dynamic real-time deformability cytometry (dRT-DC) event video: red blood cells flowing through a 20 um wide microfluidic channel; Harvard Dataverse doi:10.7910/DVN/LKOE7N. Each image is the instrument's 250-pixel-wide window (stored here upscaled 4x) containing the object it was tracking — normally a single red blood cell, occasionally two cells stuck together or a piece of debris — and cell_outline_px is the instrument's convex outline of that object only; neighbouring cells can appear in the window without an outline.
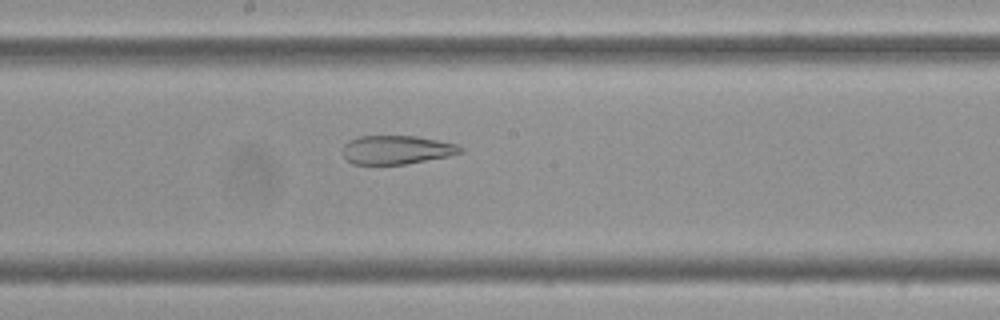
{"species": "Egyptian fruit bat (a non-hibernating species)", "species_latin": "Rousettus aegyptiacus", "temperature_condition": "cold", "stored_images_in_passage": 58, "camera_frame_rate_fps": 3000, "um_per_image_px": 0.085, "frame": {"image": 1, "passage_image": 32, "time_ms": 10.333, "image_size_px": [1000, 320], "cell_outline_px": [[464, 152], [448, 156], [404, 164], [352, 164], [344, 156], [344, 144], [348, 140], [360, 136], [416, 136], [460, 144], [464, 148]], "centroid_in_image_um": [33.76, 12.72], "position_along_channel_um": 214.4, "area_um2": 19.71}}
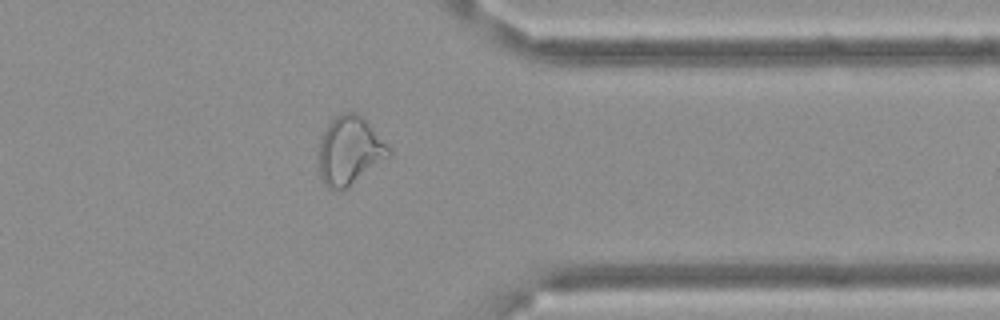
{"frame": {"image": 2, "passage_image": 47, "time_ms": 15.333, "image_size_px": [1000, 320], "cell_outline_px": [[392, 156], [344, 188], [328, 188], [320, 180], [320, 140], [328, 124], [336, 116], [344, 112], [356, 112], [392, 148]], "centroid_in_image_um": [29.75, 12.79], "position_along_channel_um": 381.7, "area_um2": 27.34}}
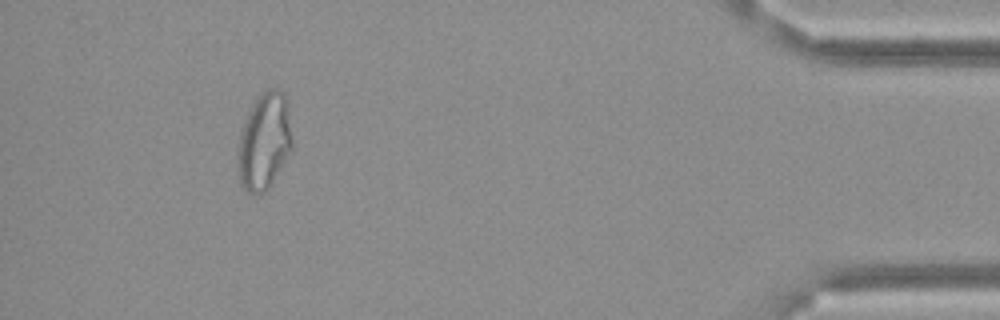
{"frame": {"image": 3, "passage_image": 54, "time_ms": 17.667, "image_size_px": [1000, 320], "cell_outline_px": [[292, 152], [268, 188], [264, 192], [248, 192], [240, 184], [240, 132], [248, 112], [256, 96], [264, 88], [276, 88], [284, 92], [288, 100], [292, 144]], "centroid_in_image_um": [22.52, 11.92], "position_along_channel_um": 412.7, "area_um2": 30.52}, "authors_computed_cell_mechanics": {"area_um2": 28.9289, "velocity_mm_per_s": 3.4919, "shape_relaxation_time_tau1_ms": null, "shape_relaxation_time_tau2_ms": 3.9549, "deformation_change_tau1": null, "deformation_change_tau2": 0.1359}}